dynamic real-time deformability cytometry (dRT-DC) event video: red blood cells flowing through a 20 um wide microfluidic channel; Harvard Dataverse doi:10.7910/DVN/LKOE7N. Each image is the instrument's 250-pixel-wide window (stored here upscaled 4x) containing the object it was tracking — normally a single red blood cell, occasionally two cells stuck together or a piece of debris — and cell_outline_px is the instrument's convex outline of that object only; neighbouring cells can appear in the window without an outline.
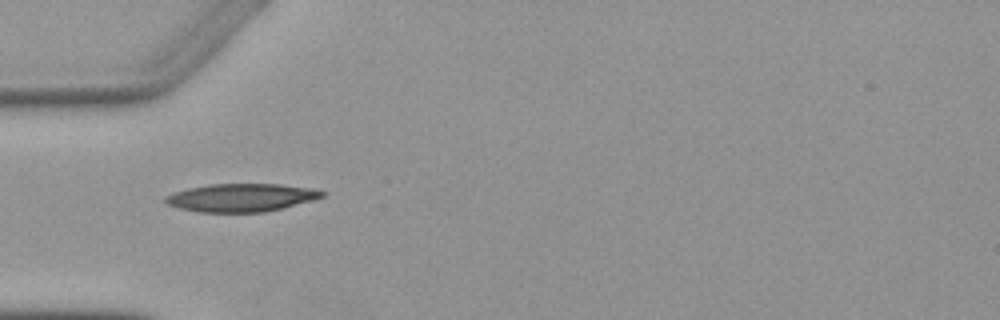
{"species": "Egyptian fruit bat (a non-hibernating species)", "species_latin": "Rousettus aegyptiacus", "temperature_condition": "warm", "stored_images_in_passage": 3, "camera_frame_rate_fps": 3000, "um_per_image_px": 0.085, "animal": {"sex": "female"}, "frame": {"image": 1, "passage_image": 1, "time_ms": 0.0, "image_size_px": [1000, 320], "cell_outline_px": [[324, 196], [312, 200], [264, 212], [196, 212], [180, 208], [168, 204], [164, 200], [164, 196], [172, 192], [188, 188], [208, 184], [280, 184], [312, 188], [324, 192]], "centroid_in_image_um": [20.45, 16.79], "position_along_channel_um": 64.6, "area_um2": 25.49}}
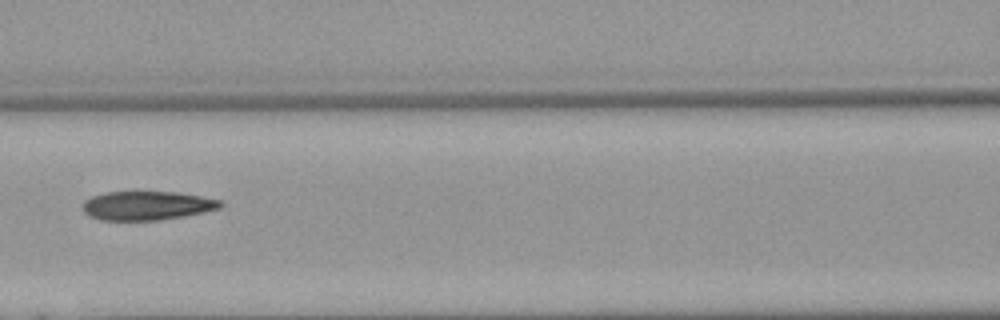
{"frame": {"image": 2, "passage_image": 3, "time_ms": 2.333, "image_size_px": [1000, 320], "cell_outline_px": [[224, 204], [220, 208], [204, 212], [184, 216], [160, 220], [100, 220], [88, 216], [80, 208], [80, 204], [84, 200], [92, 196], [104, 192], [176, 192], [224, 200]], "centroid_in_image_um": [12.46, 17.48], "position_along_channel_um": 154.1, "area_um2": 23.52}}